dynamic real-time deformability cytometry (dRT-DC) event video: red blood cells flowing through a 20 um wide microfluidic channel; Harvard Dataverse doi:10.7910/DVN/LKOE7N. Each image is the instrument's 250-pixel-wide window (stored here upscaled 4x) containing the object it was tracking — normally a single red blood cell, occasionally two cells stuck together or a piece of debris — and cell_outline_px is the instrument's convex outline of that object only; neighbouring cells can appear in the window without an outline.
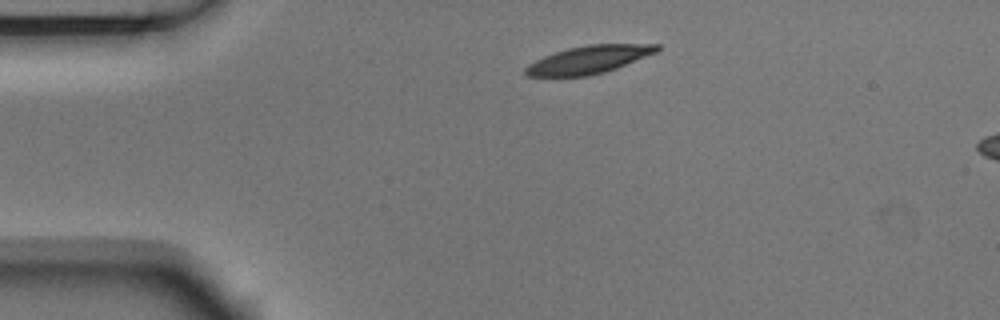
{"species": "Egyptian fruit bat (a non-hibernating species)", "species_latin": "Rousettus aegyptiacus", "temperature_condition": "room temperature", "stored_images_in_passage": 2, "camera_frame_rate_fps": 3000, "um_per_image_px": 0.085, "animal": {"sex": "male"}, "frame": {"image": 1, "passage_image": 1, "time_ms": 0.0, "image_size_px": [1000, 320], "cell_outline_px": [[660, 48], [656, 52], [616, 68], [604, 72], [588, 76], [528, 76], [524, 72], [524, 68], [528, 64], [544, 56], [568, 48], [588, 44], [660, 44]], "centroid_in_image_um": [50.03, 5.06], "position_along_channel_um": 35.0, "area_um2": 21.1}}